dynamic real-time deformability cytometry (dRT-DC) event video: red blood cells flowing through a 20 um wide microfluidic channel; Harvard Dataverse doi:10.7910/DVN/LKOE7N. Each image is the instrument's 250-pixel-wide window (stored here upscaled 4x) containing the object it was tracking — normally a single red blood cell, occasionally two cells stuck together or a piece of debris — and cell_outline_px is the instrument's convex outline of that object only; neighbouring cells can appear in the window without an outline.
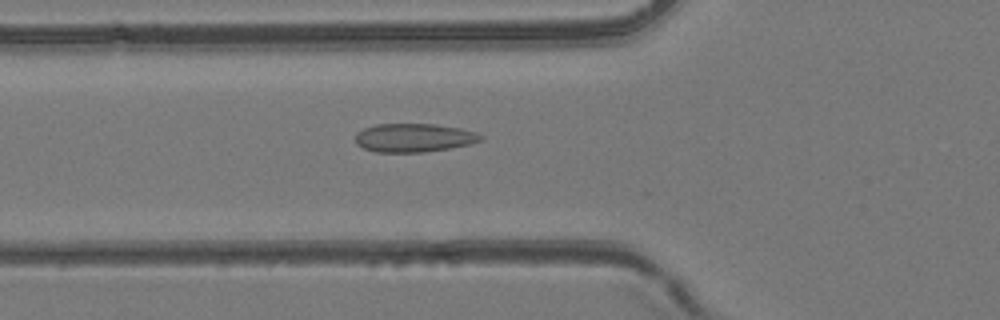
{"species": "common noctule bat (a hibernating species)", "species_latin": "Nyctalus noctula", "temperature_condition": "room temperature", "stored_images_in_passage": 34, "camera_frame_rate_fps": 3000, "um_per_image_px": 0.085, "animal": {"sex": "female", "body_mass_g": 24.6, "forearm_length_mm": 56.2}, "frame": {"image": 1, "passage_image": 3, "time_ms": 0.667, "image_size_px": [1000, 320], "cell_outline_px": [[484, 136], [480, 140], [468, 144], [448, 148], [424, 152], [376, 152], [364, 148], [356, 144], [356, 132], [364, 128], [376, 124], [436, 124], [460, 128], [476, 132]], "centroid_in_image_um": [35.16, 11.7], "position_along_channel_um": 90.6, "area_um2": 20.75}}
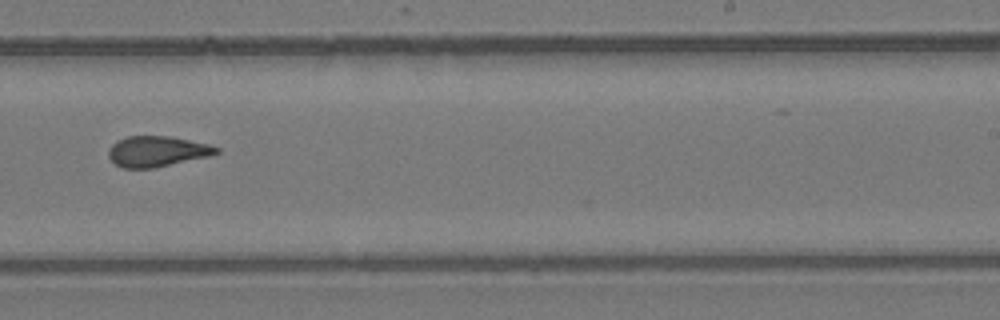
{"frame": {"image": 2, "passage_image": 16, "time_ms": 5.0, "image_size_px": [1000, 320], "cell_outline_px": [[220, 152], [212, 156], [156, 168], [124, 168], [116, 164], [108, 156], [108, 152], [112, 144], [116, 140], [128, 136], [168, 136], [208, 144], [220, 148]], "centroid_in_image_um": [13.38, 12.87], "position_along_channel_um": 275.6, "area_um2": 19.36}}
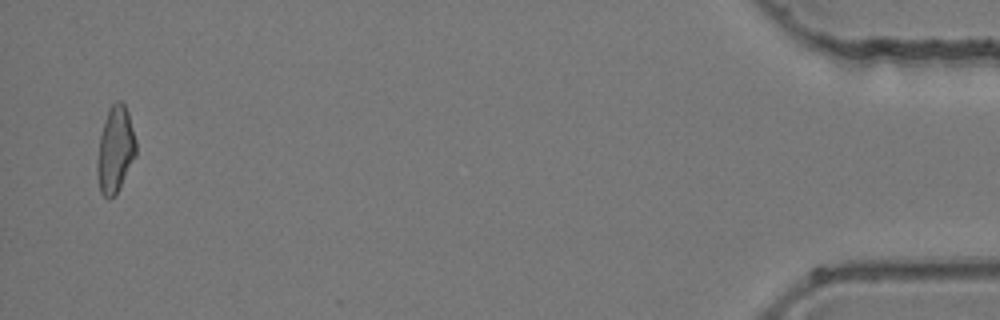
{"frame": {"image": 3, "passage_image": 33, "time_ms": 10.667, "image_size_px": [1000, 320], "cell_outline_px": [[136, 156], [116, 192], [108, 200], [100, 192], [96, 172], [96, 164], [100, 136], [104, 120], [112, 104], [116, 100], [120, 100], [124, 104], [128, 112], [136, 140]], "centroid_in_image_um": [9.79, 12.71], "position_along_channel_um": 425.4, "area_um2": 19.36}}